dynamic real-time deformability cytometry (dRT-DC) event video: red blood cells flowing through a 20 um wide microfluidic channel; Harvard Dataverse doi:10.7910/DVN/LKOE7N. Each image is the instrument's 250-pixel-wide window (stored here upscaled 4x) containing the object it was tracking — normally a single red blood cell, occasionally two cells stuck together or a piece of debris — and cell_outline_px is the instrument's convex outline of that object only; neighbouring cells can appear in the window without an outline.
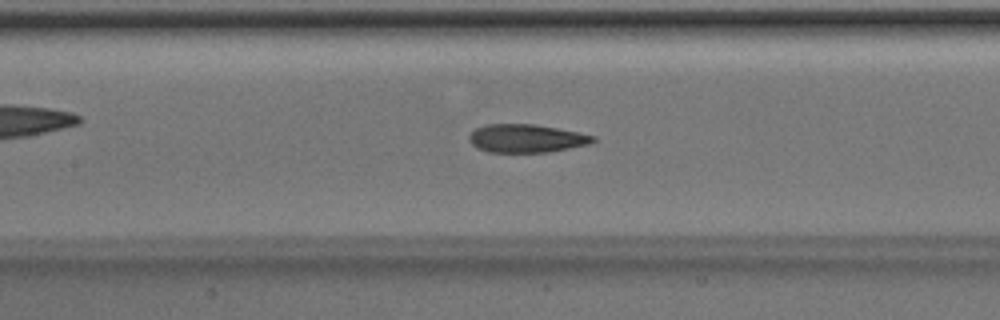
{"species": "Egyptian fruit bat (a non-hibernating species)", "species_latin": "Rousettus aegyptiacus", "temperature_condition": "room temperature", "stored_images_in_passage": 49, "camera_frame_rate_fps": 3000, "um_per_image_px": 0.085, "animal": {"sex": "male"}, "frame": {"image": 1, "passage_image": 22, "time_ms": 7.0, "image_size_px": [1000, 320], "cell_outline_px": [[596, 140], [592, 144], [548, 152], [488, 152], [476, 148], [468, 140], [468, 136], [476, 128], [484, 124], [532, 124], [556, 128], [596, 136]], "centroid_in_image_um": [44.72, 11.77], "position_along_channel_um": 162.7, "area_um2": 20.46}}
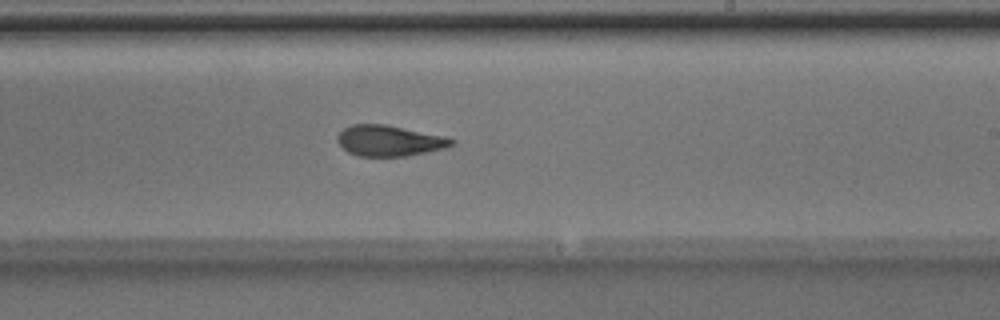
{"frame": {"image": 2, "passage_image": 29, "time_ms": 9.333, "image_size_px": [1000, 320], "cell_outline_px": [[456, 140], [452, 144], [444, 148], [404, 156], [356, 156], [348, 152], [336, 140], [336, 136], [344, 128], [352, 124], [384, 124], [448, 136]], "centroid_in_image_um": [33.08, 11.95], "position_along_channel_um": 255.9, "area_um2": 20.46}}
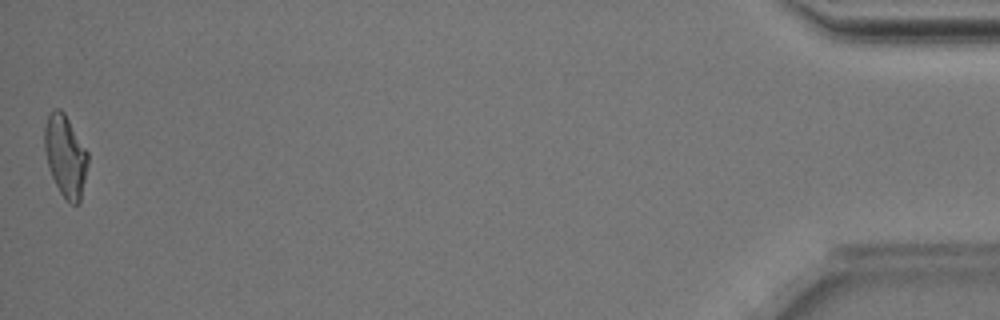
{"frame": {"image": 3, "passage_image": 49, "time_ms": 16.0, "image_size_px": [1000, 320], "cell_outline_px": [[88, 164], [80, 204], [68, 204], [60, 192], [52, 176], [48, 164], [44, 148], [44, 128], [48, 116], [56, 108], [60, 108], [64, 112], [88, 152]], "centroid_in_image_um": [5.57, 13.28], "position_along_channel_um": 429.6, "area_um2": 20.63}, "authors_computed_cell_mechanics": {"area_um2": 20.9236, "velocity_mm_per_s": 4.0137, "shape_relaxation_time_tau1_ms": 8.1604, "shape_relaxation_time_tau2_ms": 2.1855, "deformation_change_tau1": 0.227, "deformation_change_tau2": 0.0956}}